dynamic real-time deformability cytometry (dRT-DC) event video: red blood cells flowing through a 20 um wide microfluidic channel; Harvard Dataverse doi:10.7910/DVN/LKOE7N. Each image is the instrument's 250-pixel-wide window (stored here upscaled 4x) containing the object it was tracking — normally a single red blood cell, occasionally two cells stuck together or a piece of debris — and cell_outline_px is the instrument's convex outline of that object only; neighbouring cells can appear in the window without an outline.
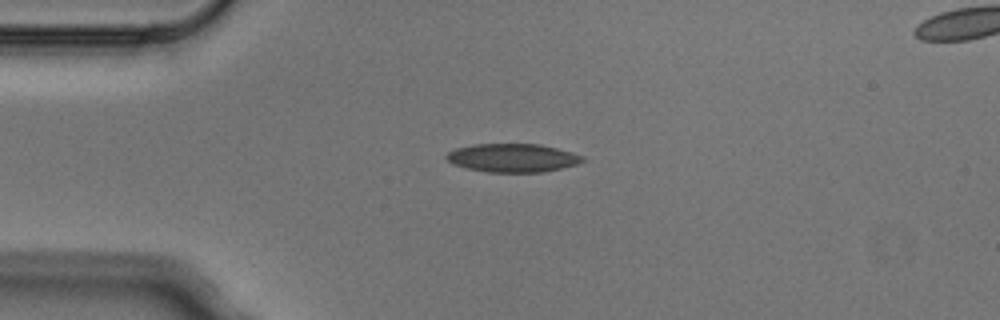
{"species": "Egyptian fruit bat (a non-hibernating species)", "species_latin": "Rousettus aegyptiacus", "temperature_condition": "cold", "stored_images_in_passage": 7, "camera_frame_rate_fps": 3000, "um_per_image_px": 0.085, "animal": {"sex": "male"}, "frame": {"image": 1, "passage_image": 2, "time_ms": 0.333, "image_size_px": [1000, 320], "cell_outline_px": [[588, 160], [576, 164], [544, 172], [488, 172], [468, 168], [452, 164], [444, 156], [448, 152], [456, 148], [476, 144], [540, 144], [572, 152], [584, 156]], "centroid_in_image_um": [43.59, 13.42], "position_along_channel_um": 41.4, "area_um2": 22.54}}
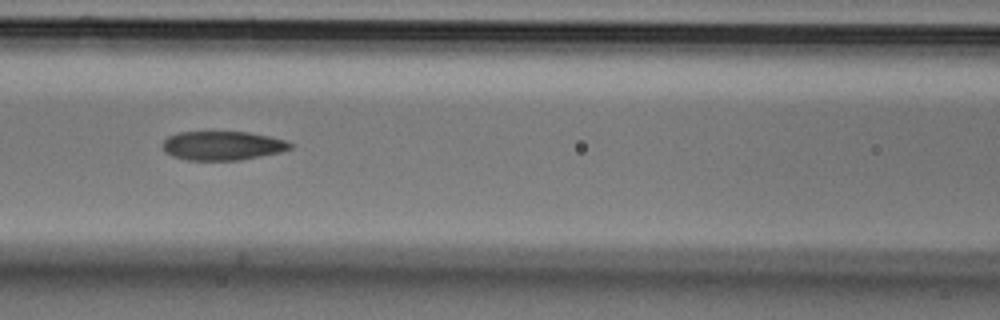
{"frame": {"image": 2, "passage_image": 5, "time_ms": 1.333, "image_size_px": [1000, 320], "cell_outline_px": [[292, 148], [280, 152], [240, 160], [188, 160], [172, 156], [164, 152], [160, 144], [168, 136], [176, 132], [248, 132], [268, 136], [284, 140], [292, 144]], "centroid_in_image_um": [18.85, 12.38], "position_along_channel_um": 147.8, "area_um2": 21.62}}
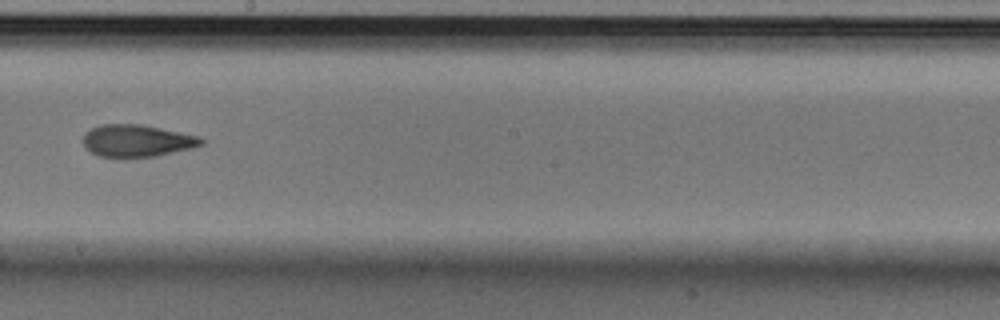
{"frame": {"image": 3, "passage_image": 7, "time_ms": 2.0, "image_size_px": [1000, 320], "cell_outline_px": [[208, 140], [204, 144], [192, 148], [156, 156], [100, 156], [92, 152], [84, 144], [84, 132], [100, 124], [140, 124], [160, 128], [196, 136]], "centroid_in_image_um": [11.67, 11.94], "position_along_channel_um": 236.5, "area_um2": 21.73}}